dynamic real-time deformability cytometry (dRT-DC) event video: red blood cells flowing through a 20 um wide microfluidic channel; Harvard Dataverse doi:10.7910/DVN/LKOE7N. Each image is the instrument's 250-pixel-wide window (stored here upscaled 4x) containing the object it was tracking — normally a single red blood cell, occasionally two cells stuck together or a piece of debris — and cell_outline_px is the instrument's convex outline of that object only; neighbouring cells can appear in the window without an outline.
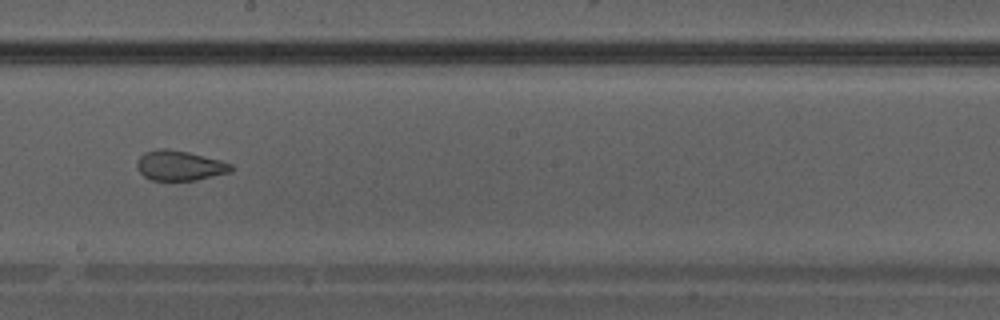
{"species": "Egyptian fruit bat (a non-hibernating species)", "species_latin": "Rousettus aegyptiacus", "temperature_condition": "warm", "stored_images_in_passage": 41, "camera_frame_rate_fps": 3000, "um_per_image_px": 0.085, "animal": {"sex": "male"}, "frame": {"image": 1, "passage_image": 24, "time_ms": 7.667, "image_size_px": [1000, 320], "cell_outline_px": [[232, 172], [196, 180], [152, 180], [144, 176], [136, 168], [136, 164], [140, 156], [144, 152], [160, 148], [168, 148], [188, 152], [220, 160], [232, 164]], "centroid_in_image_um": [15.26, 14.07], "position_along_channel_um": 232.9, "area_um2": 16.47}}